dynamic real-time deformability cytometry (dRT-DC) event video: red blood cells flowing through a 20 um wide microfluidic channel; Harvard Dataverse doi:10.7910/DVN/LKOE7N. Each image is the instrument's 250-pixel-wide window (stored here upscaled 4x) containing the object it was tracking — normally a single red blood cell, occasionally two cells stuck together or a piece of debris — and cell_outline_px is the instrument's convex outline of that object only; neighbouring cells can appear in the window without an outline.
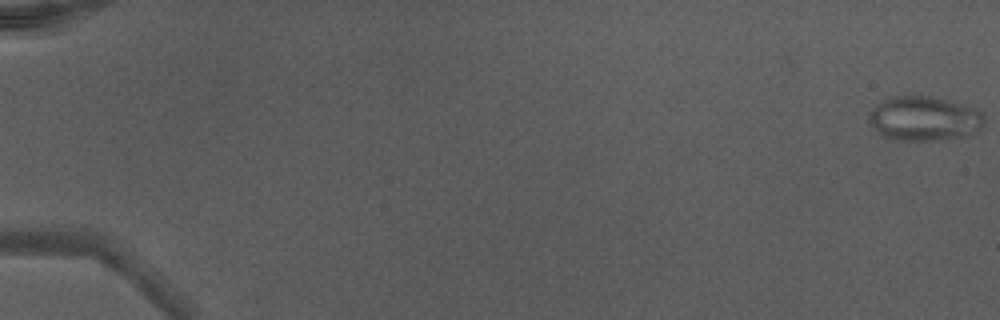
{"species": "Egyptian fruit bat (a non-hibernating species)", "species_latin": "Rousettus aegyptiacus", "temperature_condition": "warm", "stored_images_in_passage": 15, "camera_frame_rate_fps": 3000, "um_per_image_px": 0.085, "animal": {"sex": "male"}, "frame": {"image": 1, "passage_image": 1, "time_ms": 0.0, "image_size_px": [1000, 320], "cell_outline_px": [[984, 120], [980, 132], [968, 136], [940, 140], [892, 140], [884, 136], [868, 120], [868, 116], [872, 108], [880, 100], [888, 96], [932, 96], [948, 100], [972, 108], [980, 112], [984, 116]], "centroid_in_image_um": [78.56, 10.08], "position_along_channel_um": 6.4, "area_um2": 30.06}}